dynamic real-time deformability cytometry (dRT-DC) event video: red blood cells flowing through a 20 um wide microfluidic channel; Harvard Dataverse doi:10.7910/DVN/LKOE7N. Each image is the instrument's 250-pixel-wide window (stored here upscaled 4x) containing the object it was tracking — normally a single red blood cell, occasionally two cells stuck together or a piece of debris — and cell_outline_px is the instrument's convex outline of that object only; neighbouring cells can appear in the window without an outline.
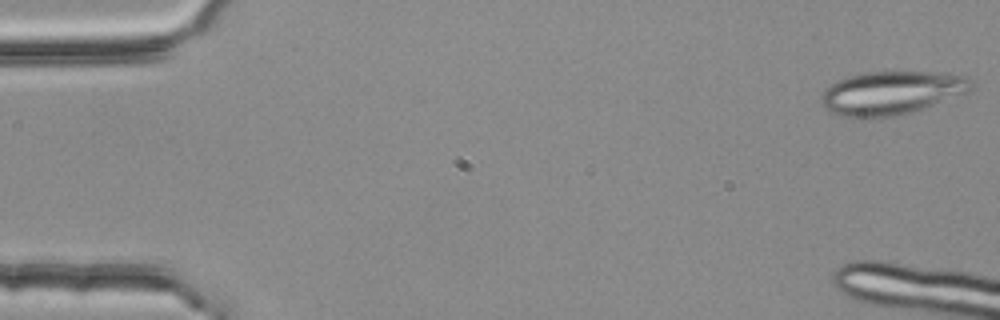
{"species": "common noctule bat (a hibernating species)", "species_latin": "Nyctalus noctula", "temperature_condition": "room temperature", "stored_images_in_passage": 5, "camera_frame_rate_fps": 3000, "um_per_image_px": 0.085, "animal": {"sex": "female", "body_mass_g": 25.1}, "frame": {"image": 1, "passage_image": 1, "time_ms": 0.0, "image_size_px": [1000, 320], "cell_outline_px": [[976, 88], [968, 92], [924, 108], [912, 112], [896, 116], [864, 120], [840, 116], [828, 112], [824, 108], [820, 100], [820, 92], [824, 88], [836, 80], [848, 76], [864, 72], [948, 72], [968, 76], [976, 84]], "centroid_in_image_um": [75.76, 7.91], "position_along_channel_um": 9.2, "area_um2": 39.3}}